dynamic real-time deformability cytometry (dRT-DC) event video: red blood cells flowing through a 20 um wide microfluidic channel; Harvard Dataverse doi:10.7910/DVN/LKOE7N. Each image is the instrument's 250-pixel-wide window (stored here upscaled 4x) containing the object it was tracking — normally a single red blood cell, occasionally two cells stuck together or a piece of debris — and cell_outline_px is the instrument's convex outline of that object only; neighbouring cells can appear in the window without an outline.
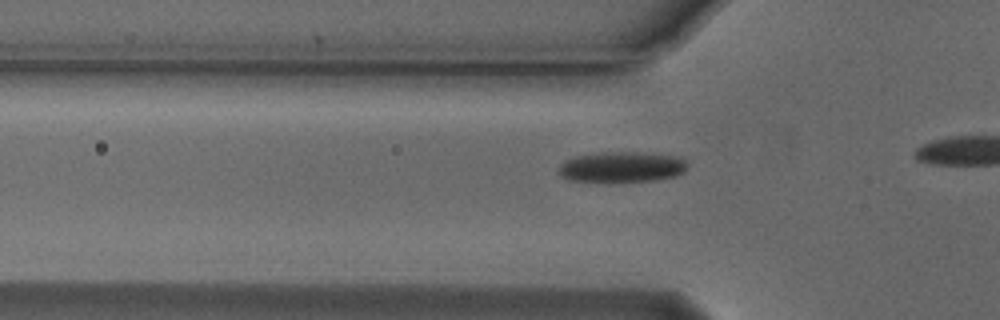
{"species": "Egyptian fruit bat (a non-hibernating species)", "species_latin": "Rousettus aegyptiacus", "temperature_condition": "cold", "stored_images_in_passage": 16, "camera_frame_rate_fps": 3000, "um_per_image_px": 0.085, "animal": {"sex": "male"}, "frame": {"image": 1, "passage_image": 10, "time_ms": 3.0, "image_size_px": [1000, 320], "cell_outline_px": [[688, 168], [684, 172], [676, 176], [656, 180], [612, 184], [568, 180], [560, 176], [556, 172], [560, 164], [564, 160], [576, 156], [604, 152], [652, 152], [684, 156], [688, 164]], "centroid_in_image_um": [52.88, 14.22], "position_along_channel_um": 72.9, "area_um2": 24.39}}
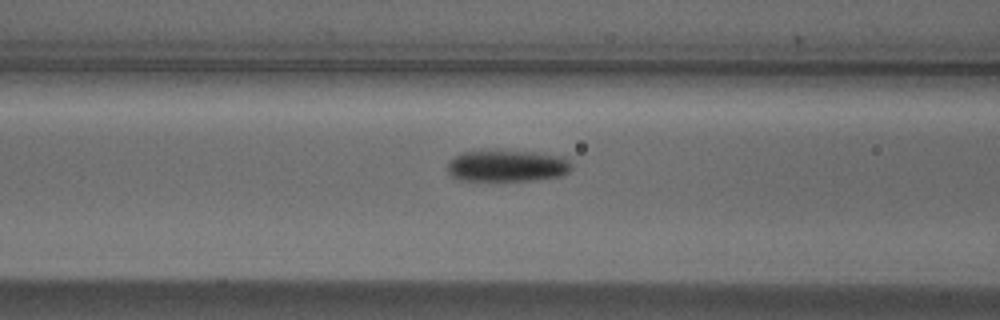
{"frame": {"image": 2, "passage_image": 14, "time_ms": 4.333, "image_size_px": [1000, 320], "cell_outline_px": [[572, 168], [568, 172], [560, 176], [536, 180], [460, 180], [452, 176], [448, 172], [448, 164], [456, 156], [464, 152], [536, 152], [564, 156], [572, 164]], "centroid_in_image_um": [43.17, 14.12], "position_along_channel_um": 123.4, "area_um2": 22.37}}